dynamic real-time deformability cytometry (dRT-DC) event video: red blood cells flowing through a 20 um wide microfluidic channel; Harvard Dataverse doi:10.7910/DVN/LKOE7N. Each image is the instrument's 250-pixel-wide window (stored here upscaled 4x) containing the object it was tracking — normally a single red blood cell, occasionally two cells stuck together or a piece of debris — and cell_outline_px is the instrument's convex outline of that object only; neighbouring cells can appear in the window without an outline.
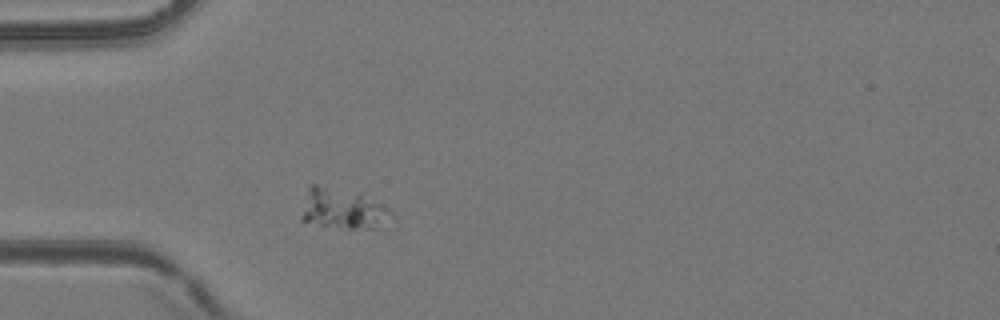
{"species": "common noctule bat (a hibernating species)", "species_latin": "Nyctalus noctula", "temperature_condition": "room temperature", "stored_images_in_passage": 40, "camera_frame_rate_fps": 3000, "um_per_image_px": 0.085, "animal": {"sex": "female", "body_mass_g": 24.6, "forearm_length_mm": 56.2}, "frame": {"image": 1, "passage_image": 1, "time_ms": 0.0, "image_size_px": [1000, 320], "cell_outline_px": [[396, 220], [376, 228], [348, 232], [300, 220], [300, 216], [308, 184], [316, 184], [360, 192], [388, 208], [392, 212]], "centroid_in_image_um": [29.17, 17.8], "position_along_channel_um": 55.8, "area_um2": 22.54}}
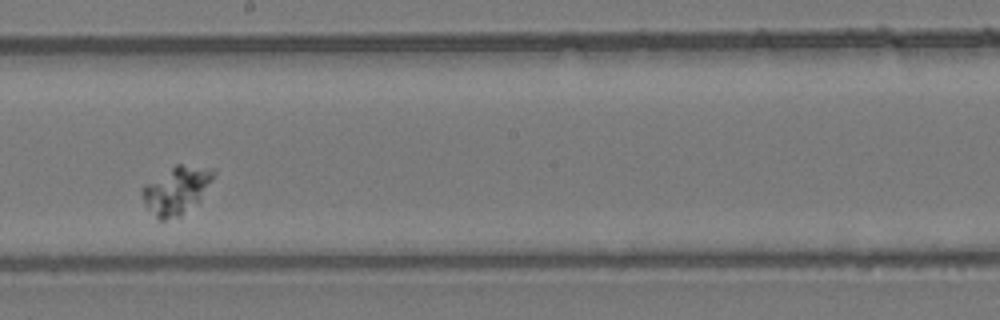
{"frame": {"image": 2, "passage_image": 16, "time_ms": 5.0, "image_size_px": [1000, 320], "cell_outline_px": [[216, 172], [212, 180], [200, 200], [180, 216], [164, 220], [156, 220], [144, 204], [140, 192], [148, 184], [176, 164], [180, 164], [208, 168]], "centroid_in_image_um": [14.99, 16.21], "position_along_channel_um": 233.2, "area_um2": 19.42}}
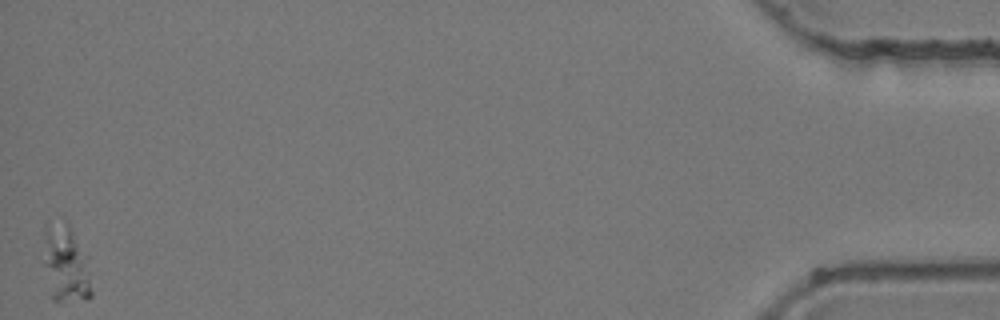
{"frame": {"image": 3, "passage_image": 40, "time_ms": 13.0, "image_size_px": [1000, 320], "cell_outline_px": [[92, 296], [88, 300], [52, 300], [44, 264], [44, 228], [48, 220], [68, 220], [88, 256], [92, 292]], "centroid_in_image_um": [5.61, 22.35], "position_along_channel_um": 429.6, "area_um2": 22.37}}